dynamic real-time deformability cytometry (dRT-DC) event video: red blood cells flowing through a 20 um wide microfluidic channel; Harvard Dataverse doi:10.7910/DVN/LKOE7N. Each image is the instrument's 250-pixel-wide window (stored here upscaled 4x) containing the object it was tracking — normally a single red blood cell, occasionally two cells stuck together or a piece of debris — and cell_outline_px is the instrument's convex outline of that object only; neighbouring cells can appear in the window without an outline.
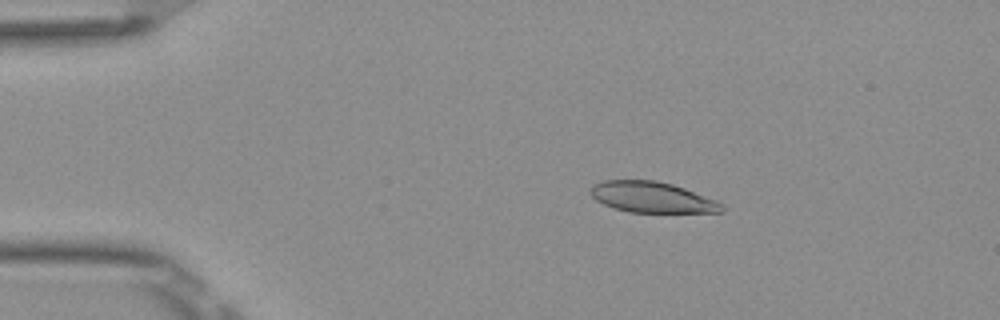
{"species": "Egyptian fruit bat (a non-hibernating species)", "species_latin": "Rousettus aegyptiacus", "temperature_condition": "room temperature", "stored_images_in_passage": 53, "camera_frame_rate_fps": 3000, "um_per_image_px": 0.085, "frame": {"image": 1, "passage_image": 10, "time_ms": 3.0, "image_size_px": [1000, 320], "cell_outline_px": [[724, 212], [628, 212], [604, 204], [596, 200], [588, 192], [592, 184], [604, 180], [656, 180], [672, 184], [684, 188], [716, 200], [724, 204]], "centroid_in_image_um": [55.41, 16.76], "position_along_channel_um": 29.6, "area_um2": 23.58}}
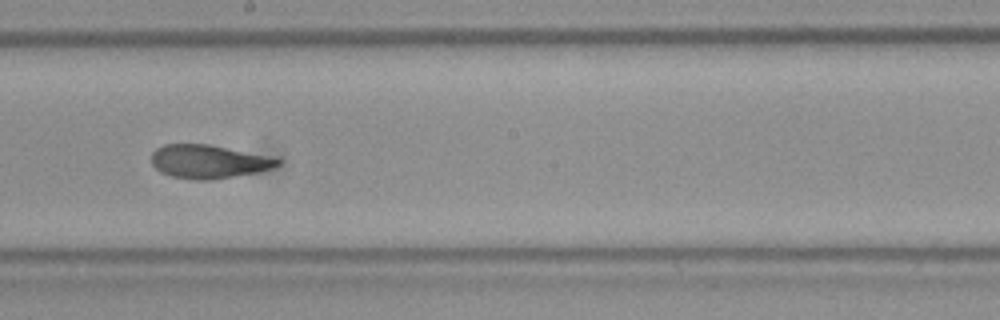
{"frame": {"image": 2, "passage_image": 30, "time_ms": 9.667, "image_size_px": [1000, 320], "cell_outline_px": [[280, 164], [272, 168], [260, 172], [212, 180], [196, 180], [172, 176], [160, 172], [152, 164], [152, 152], [156, 148], [164, 144], [208, 144], [264, 156], [280, 160]], "centroid_in_image_um": [17.68, 13.75], "position_along_channel_um": 230.5, "area_um2": 24.33}}
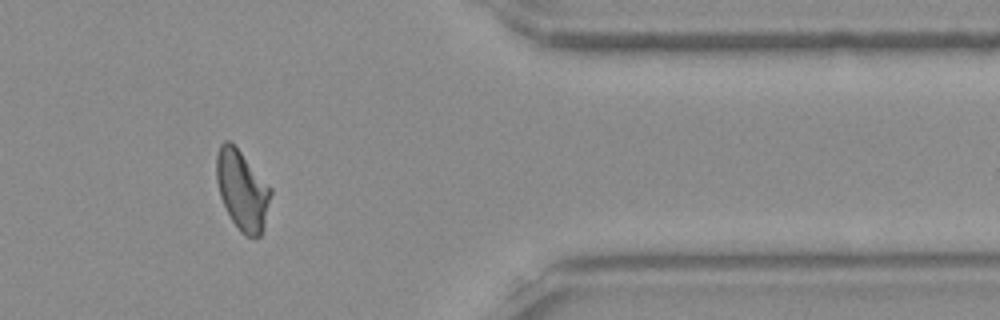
{"frame": {"image": 3, "passage_image": 44, "time_ms": 14.333, "image_size_px": [1000, 320], "cell_outline_px": [[272, 192], [264, 228], [260, 236], [248, 236], [240, 232], [232, 220], [220, 196], [216, 180], [216, 156], [220, 144], [224, 140], [228, 140], [240, 152], [272, 188]], "centroid_in_image_um": [20.59, 16.17], "position_along_channel_um": 390.8, "area_um2": 24.91}, "authors_computed_cell_mechanics": {"area_um2": 24.565, "velocity_mm_per_s": 3.8935, "shape_relaxation_time_tau1_ms": 11.1442, "shape_relaxation_time_tau2_ms": 2.0067, "deformation_change_tau1": 0.2738, "deformation_change_tau2": 0.0893}}